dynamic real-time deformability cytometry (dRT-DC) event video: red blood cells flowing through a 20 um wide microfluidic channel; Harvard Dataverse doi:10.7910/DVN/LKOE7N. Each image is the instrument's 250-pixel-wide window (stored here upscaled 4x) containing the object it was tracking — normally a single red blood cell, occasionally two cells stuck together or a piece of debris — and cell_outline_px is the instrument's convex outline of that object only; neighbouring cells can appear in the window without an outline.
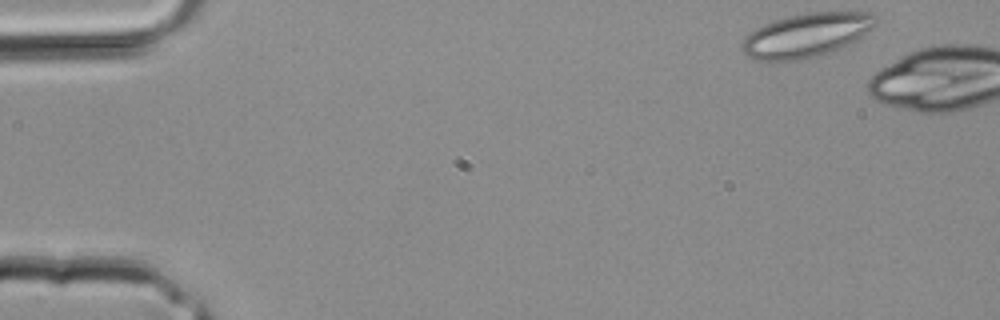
{"species": "common noctule bat (a hibernating species)", "species_latin": "Nyctalus noctula", "temperature_condition": "room temperature", "stored_images_in_passage": 2, "camera_frame_rate_fps": 3000, "um_per_image_px": 0.085, "animal": {"sex": "male", "body_mass_g": 20.4}, "frame": {"image": 1, "passage_image": 1, "time_ms": 0.0, "image_size_px": [1000, 320], "cell_outline_px": [[880, 20], [864, 36], [856, 40], [836, 48], [812, 56], [796, 60], [776, 64], [756, 60], [748, 56], [740, 48], [740, 44], [744, 36], [756, 28], [764, 24], [788, 16], [808, 12], [872, 12], [880, 16]], "centroid_in_image_um": [68.51, 2.99], "position_along_channel_um": 16.5, "area_um2": 34.51}}